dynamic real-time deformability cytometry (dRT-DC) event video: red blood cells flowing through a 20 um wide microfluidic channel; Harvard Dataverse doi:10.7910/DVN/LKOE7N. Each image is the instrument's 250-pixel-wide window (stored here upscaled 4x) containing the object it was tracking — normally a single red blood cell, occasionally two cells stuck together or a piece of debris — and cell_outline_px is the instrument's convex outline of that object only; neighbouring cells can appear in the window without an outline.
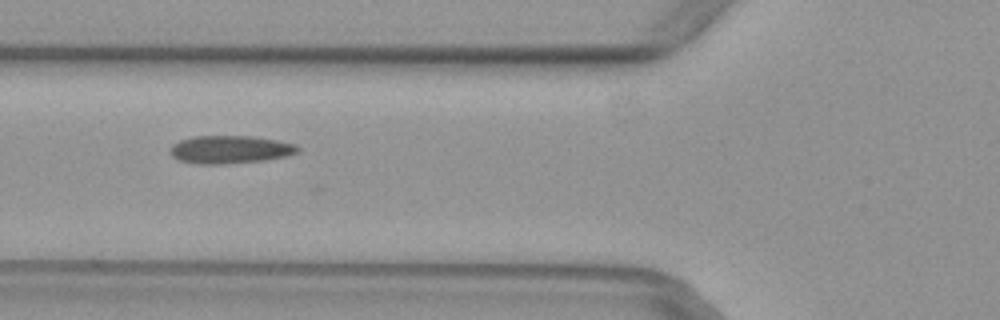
{"species": "common noctule bat (a hibernating species)", "species_latin": "Nyctalus noctula", "temperature_condition": "warm", "stored_images_in_passage": 10, "camera_frame_rate_fps": 3000, "um_per_image_px": 0.085, "animal": {"sex": "female", "body_mass_g": 29.2, "forearm_length_mm": 56.3}, "frame": {"image": 1, "passage_image": 4, "time_ms": 1.0, "image_size_px": [1000, 320], "cell_outline_px": [[300, 152], [288, 156], [264, 160], [224, 164], [196, 164], [180, 160], [172, 156], [168, 152], [172, 144], [180, 140], [192, 136], [252, 136], [276, 140], [296, 144], [300, 148]], "centroid_in_image_um": [19.56, 12.71], "position_along_channel_um": 106.2, "area_um2": 20.98}}
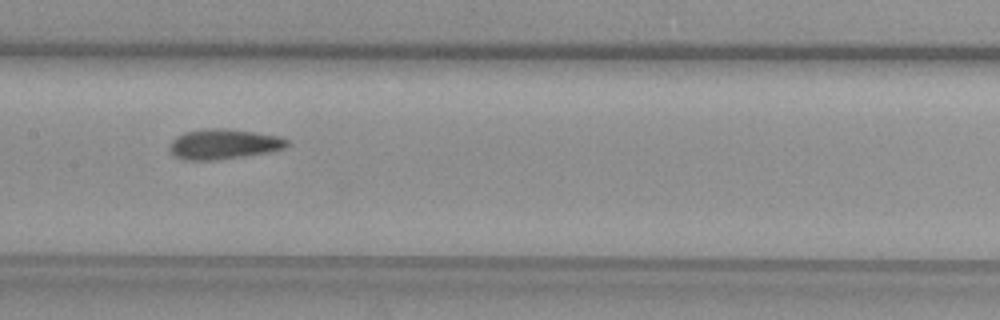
{"frame": {"image": 2, "passage_image": 10, "time_ms": 3.0, "image_size_px": [1000, 320], "cell_outline_px": [[292, 144], [284, 148], [268, 152], [244, 156], [216, 160], [184, 160], [172, 156], [168, 148], [168, 144], [176, 136], [184, 132], [208, 128], [228, 128], [256, 132], [280, 136], [288, 140]], "centroid_in_image_um": [18.98, 12.24], "position_along_channel_um": 188.4, "area_um2": 21.04}}